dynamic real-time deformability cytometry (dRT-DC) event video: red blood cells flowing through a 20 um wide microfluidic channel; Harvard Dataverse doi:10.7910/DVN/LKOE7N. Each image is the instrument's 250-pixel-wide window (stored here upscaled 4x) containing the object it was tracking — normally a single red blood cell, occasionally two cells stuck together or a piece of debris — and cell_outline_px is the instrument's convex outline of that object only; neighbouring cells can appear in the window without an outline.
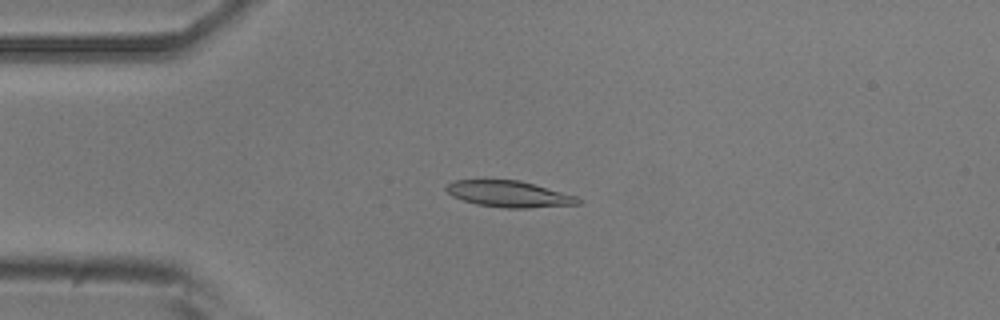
{"species": "common noctule bat (a hibernating species)", "species_latin": "Nyctalus noctula", "temperature_condition": "room temperature", "stored_images_in_passage": 6, "camera_frame_rate_fps": 3000, "um_per_image_px": 0.085, "animal": {"sex": "male", "body_mass_g": 20.5, "forearm_length_mm": 52.5}, "frame": {"image": 1, "passage_image": 4, "time_ms": 3.333, "image_size_px": [1000, 320], "cell_outline_px": [[584, 200], [580, 204], [528, 208], [504, 208], [476, 204], [452, 196], [444, 188], [452, 180], [520, 180], [576, 196]], "centroid_in_image_um": [43.28, 16.49], "position_along_channel_um": 41.7, "area_um2": 20.17}}